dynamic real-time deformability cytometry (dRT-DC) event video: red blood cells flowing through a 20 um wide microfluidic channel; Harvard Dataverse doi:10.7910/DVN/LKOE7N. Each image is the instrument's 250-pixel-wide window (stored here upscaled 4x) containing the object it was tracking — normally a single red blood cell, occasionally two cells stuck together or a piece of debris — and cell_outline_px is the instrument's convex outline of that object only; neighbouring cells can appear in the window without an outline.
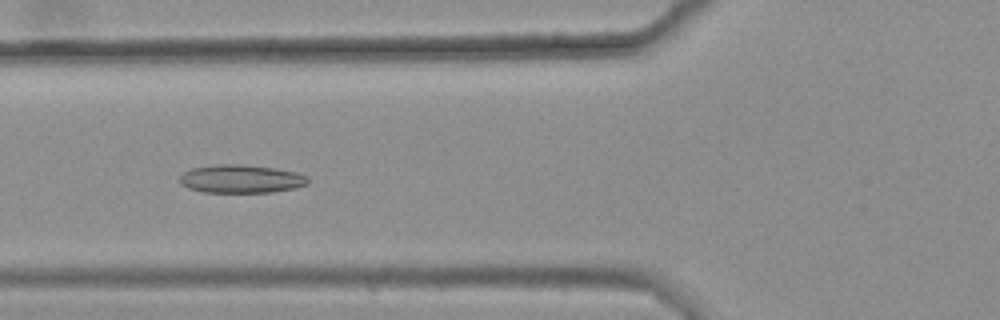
{"species": "common noctule bat (a hibernating species)", "species_latin": "Nyctalus noctula", "temperature_condition": "warm", "stored_images_in_passage": 33, "camera_frame_rate_fps": 3000, "um_per_image_px": 0.085, "animal": {"sex": "female", "body_mass_g": 25.1}, "frame": {"image": 1, "passage_image": 7, "time_ms": 2.0, "image_size_px": [1000, 320], "cell_outline_px": [[308, 184], [296, 188], [272, 192], [204, 192], [188, 188], [180, 184], [180, 176], [184, 172], [192, 168], [216, 164], [240, 164], [276, 168], [296, 172], [308, 176]], "centroid_in_image_um": [20.5, 15.2], "position_along_channel_um": 105.3, "area_um2": 21.21}}
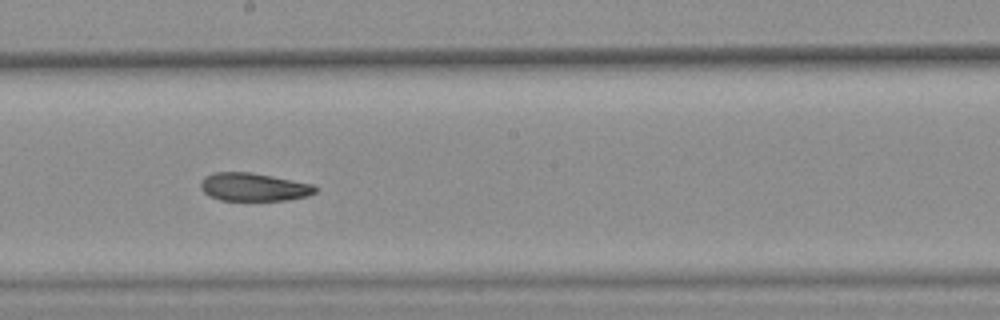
{"frame": {"image": 2, "passage_image": 17, "time_ms": 5.333, "image_size_px": [1000, 320], "cell_outline_px": [[316, 192], [308, 196], [288, 200], [220, 200], [208, 196], [200, 188], [200, 184], [204, 176], [212, 172], [252, 172], [312, 184], [316, 188]], "centroid_in_image_um": [21.52, 15.89], "position_along_channel_um": 226.7, "area_um2": 18.84}}
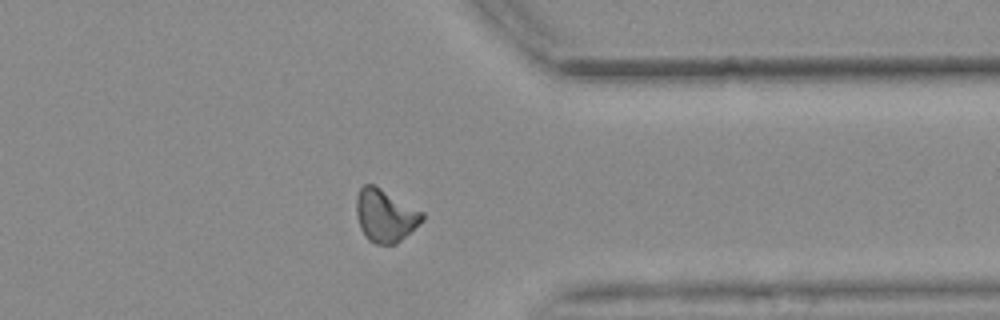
{"frame": {"image": 3, "passage_image": 30, "time_ms": 9.667, "image_size_px": [1000, 320], "cell_outline_px": [[424, 220], [396, 244], [376, 244], [368, 240], [360, 228], [356, 216], [356, 196], [360, 188], [364, 184], [372, 184], [380, 188], [424, 212]], "centroid_in_image_um": [32.73, 18.33], "position_along_channel_um": 378.7, "area_um2": 20.23}, "authors_computed_cell_mechanics": {"area_um2": 19.7098, "velocity_mm_per_s": 3.6381, "shape_relaxation_time_tau1_ms": null, "shape_relaxation_time_tau2_ms": 5.4164, "deformation_change_tau1": null, "deformation_change_tau2": 0.1115}}